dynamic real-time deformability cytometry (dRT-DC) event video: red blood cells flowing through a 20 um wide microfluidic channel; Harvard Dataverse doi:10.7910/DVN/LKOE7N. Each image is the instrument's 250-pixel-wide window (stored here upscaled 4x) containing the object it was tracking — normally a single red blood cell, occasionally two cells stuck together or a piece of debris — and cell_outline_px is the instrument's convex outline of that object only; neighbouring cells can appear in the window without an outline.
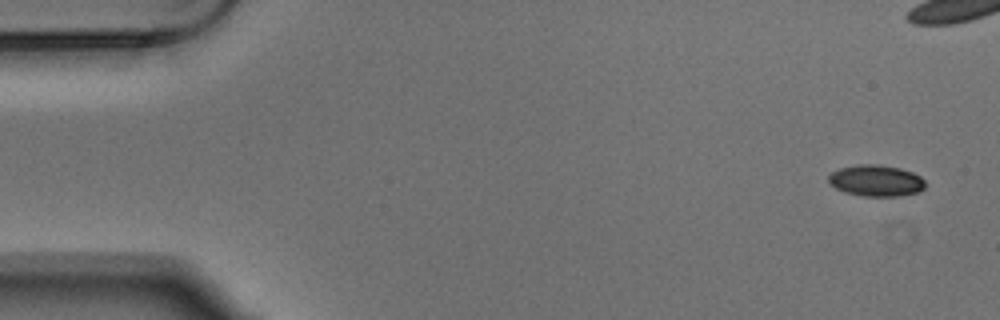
{"species": "Egyptian fruit bat (a non-hibernating species)", "species_latin": "Rousettus aegyptiacus", "temperature_condition": "warm", "stored_images_in_passage": 6, "camera_frame_rate_fps": 3000, "um_per_image_px": 0.085, "animal": {"sex": "male"}, "frame": {"image": 1, "passage_image": 1, "time_ms": 0.0, "image_size_px": [1000, 320], "cell_outline_px": [[924, 188], [916, 192], [896, 196], [864, 196], [844, 192], [836, 188], [828, 180], [828, 176], [832, 172], [840, 168], [860, 164], [876, 164], [900, 168], [912, 172], [920, 176], [924, 180]], "centroid_in_image_um": [74.45, 15.35], "position_along_channel_um": 10.5, "area_um2": 17.46}}
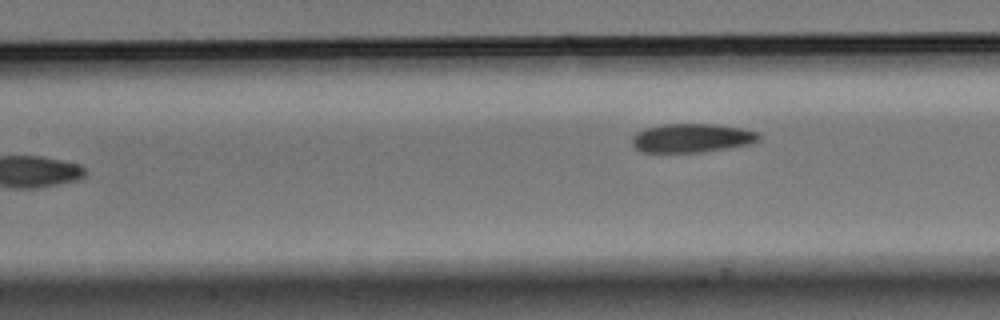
{"frame": {"image": 2, "passage_image": 6, "time_ms": 1.667, "image_size_px": [1000, 320], "cell_outline_px": [[760, 140], [752, 144], [704, 152], [640, 152], [632, 144], [632, 136], [636, 132], [644, 128], [660, 124], [712, 124], [740, 128], [760, 132]], "centroid_in_image_um": [58.81, 11.73], "position_along_channel_um": 148.6, "area_um2": 21.56}}